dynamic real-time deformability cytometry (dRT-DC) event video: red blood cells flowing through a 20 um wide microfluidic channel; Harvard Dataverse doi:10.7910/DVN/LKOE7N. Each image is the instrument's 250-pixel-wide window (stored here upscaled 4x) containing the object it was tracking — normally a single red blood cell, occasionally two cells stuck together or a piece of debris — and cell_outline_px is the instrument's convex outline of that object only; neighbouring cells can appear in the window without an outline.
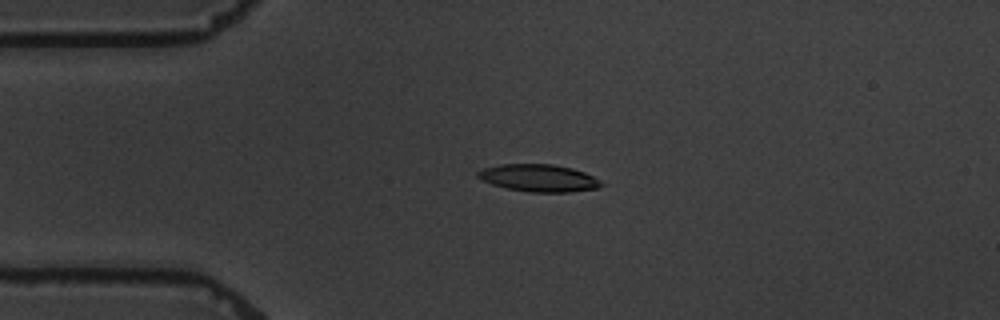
{"species": "common noctule bat (a hibernating species)", "species_latin": "Nyctalus noctula", "temperature_condition": "warm", "stored_images_in_passage": 3, "camera_frame_rate_fps": 3000, "um_per_image_px": 0.085, "animal": {"sex": "male", "body_mass_g": 19.5, "forearm_length_mm": 54.6}, "frame": {"image": 1, "passage_image": 3, "time_ms": 2.333, "image_size_px": [1000, 320], "cell_outline_px": [[604, 184], [600, 188], [572, 192], [528, 192], [508, 188], [492, 184], [476, 176], [476, 172], [484, 168], [500, 164], [552, 164], [572, 168], [584, 172], [600, 180]], "centroid_in_image_um": [45.83, 15.13], "position_along_channel_um": 39.2, "area_um2": 19.65}}